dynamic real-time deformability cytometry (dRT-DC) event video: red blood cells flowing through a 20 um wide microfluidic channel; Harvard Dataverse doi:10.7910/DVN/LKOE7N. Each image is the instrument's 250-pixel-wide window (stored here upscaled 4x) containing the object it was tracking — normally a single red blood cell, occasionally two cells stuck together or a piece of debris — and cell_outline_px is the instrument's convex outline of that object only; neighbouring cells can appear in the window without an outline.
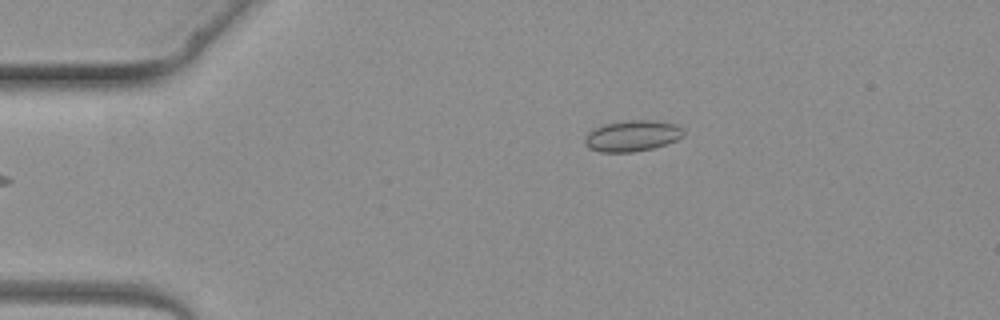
{"species": "common noctule bat (a hibernating species)", "species_latin": "Nyctalus noctula", "temperature_condition": "warm", "stored_images_in_passage": 2, "camera_frame_rate_fps": 3000, "um_per_image_px": 0.085, "animal": {"sex": "female", "body_mass_g": 19.3, "forearm_length_mm": 54.1}, "frame": {"image": 1, "passage_image": 1, "time_ms": 0.0, "image_size_px": [1000, 320], "cell_outline_px": [[684, 136], [676, 140], [652, 148], [632, 152], [600, 152], [588, 148], [584, 144], [584, 140], [588, 132], [604, 124], [628, 120], [656, 120], [676, 124], [684, 128]], "centroid_in_image_um": [53.75, 11.54], "position_along_channel_um": 31.2, "area_um2": 17.92}}